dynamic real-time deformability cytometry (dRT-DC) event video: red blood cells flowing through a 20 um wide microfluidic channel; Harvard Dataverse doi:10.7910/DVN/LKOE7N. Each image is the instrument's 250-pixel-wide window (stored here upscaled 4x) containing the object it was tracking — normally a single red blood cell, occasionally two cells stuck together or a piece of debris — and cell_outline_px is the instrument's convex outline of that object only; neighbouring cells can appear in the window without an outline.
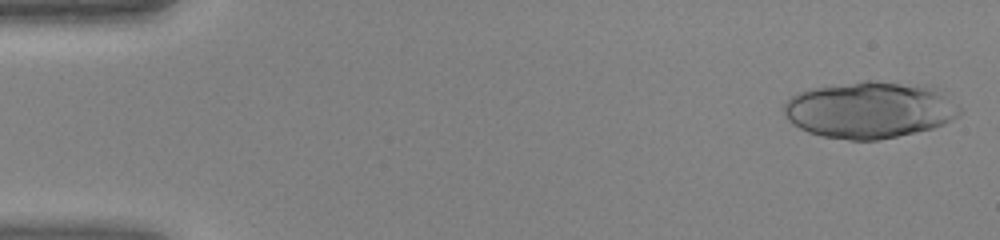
{"species": "human", "species_latin": "Homo sapiens", "temperature_condition": "warm", "stored_images_in_passage": 16, "camera_frame_rate_fps": 3000, "um_per_image_px": 0.085, "donor": {"sex": "female"}, "frame": {"image": 1, "passage_image": 1, "time_ms": 0.0, "image_size_px": [1000, 240], "cell_outline_px": [[964, 112], [960, 116], [944, 124], [932, 128], [880, 140], [848, 140], [820, 136], [808, 132], [800, 128], [788, 120], [784, 116], [784, 104], [796, 92], [812, 88], [864, 80], [876, 80], [924, 84], [940, 88]], "centroid_in_image_um": [73.97, 9.32], "position_along_channel_um": 11.0, "area_um2": 58.9}}
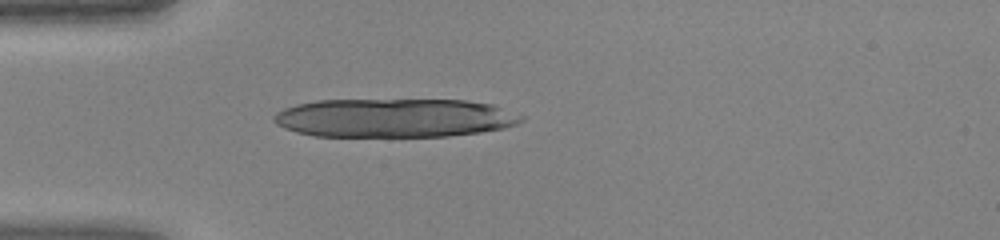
{"frame": {"image": 2, "passage_image": 12, "time_ms": 3.667, "image_size_px": [1000, 240], "cell_outline_px": [[524, 120], [516, 124], [504, 128], [480, 132], [448, 136], [316, 136], [296, 132], [284, 128], [276, 124], [272, 120], [272, 116], [276, 112], [284, 108], [296, 104], [316, 100], [464, 100], [496, 104], [524, 116]], "centroid_in_image_um": [33.53, 10.01], "position_along_channel_um": 51.5, "area_um2": 56.3}}